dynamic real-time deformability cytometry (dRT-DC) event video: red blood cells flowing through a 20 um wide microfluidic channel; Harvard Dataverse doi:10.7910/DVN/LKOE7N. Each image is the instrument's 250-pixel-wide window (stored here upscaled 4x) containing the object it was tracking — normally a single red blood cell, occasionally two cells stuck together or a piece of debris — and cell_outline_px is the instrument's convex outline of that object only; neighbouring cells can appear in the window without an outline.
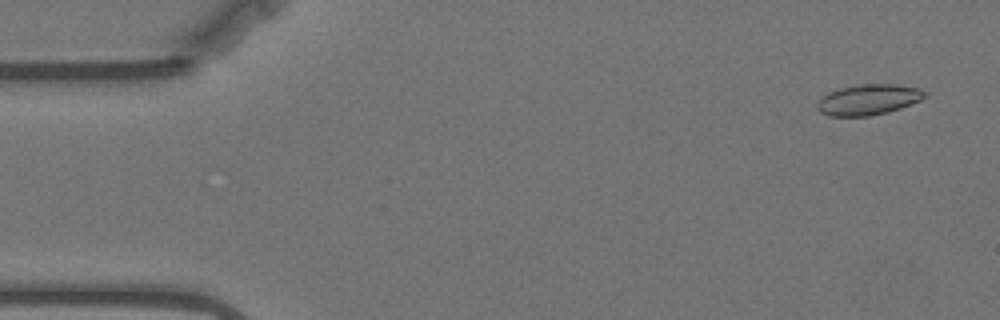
{"species": "Egyptian fruit bat (a non-hibernating species)", "species_latin": "Rousettus aegyptiacus", "temperature_condition": "warm", "stored_images_in_passage": 57, "camera_frame_rate_fps": 3000, "um_per_image_px": 0.085, "animal": {"sex": "female"}, "frame": {"image": 1, "passage_image": 3, "time_ms": 0.667, "image_size_px": [1000, 320], "cell_outline_px": [[928, 96], [920, 100], [900, 108], [888, 112], [868, 116], [828, 116], [820, 112], [816, 108], [816, 104], [828, 92], [840, 88], [860, 84], [896, 84], [920, 88], [928, 92]], "centroid_in_image_um": [73.84, 8.46], "position_along_channel_um": 11.2, "area_um2": 19.31}}
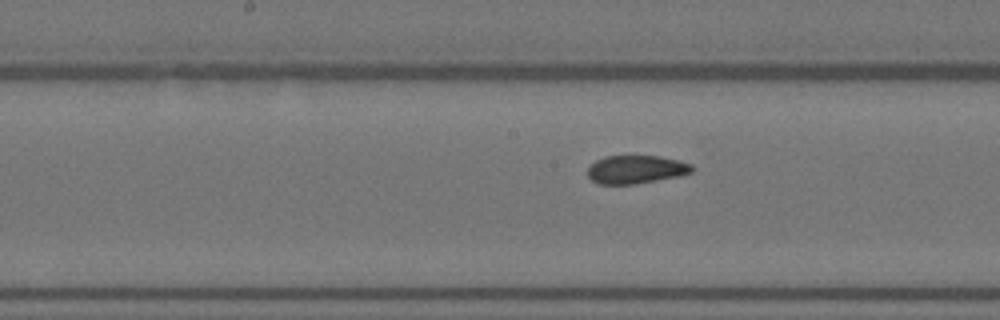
{"frame": {"image": 2, "passage_image": 28, "time_ms": 9.0, "image_size_px": [1000, 320], "cell_outline_px": [[696, 168], [692, 172], [680, 176], [636, 184], [600, 184], [592, 180], [588, 176], [588, 168], [596, 160], [604, 156], [660, 156], [692, 164]], "centroid_in_image_um": [54.09, 14.4], "position_along_channel_um": 194.1, "area_um2": 17.22}}
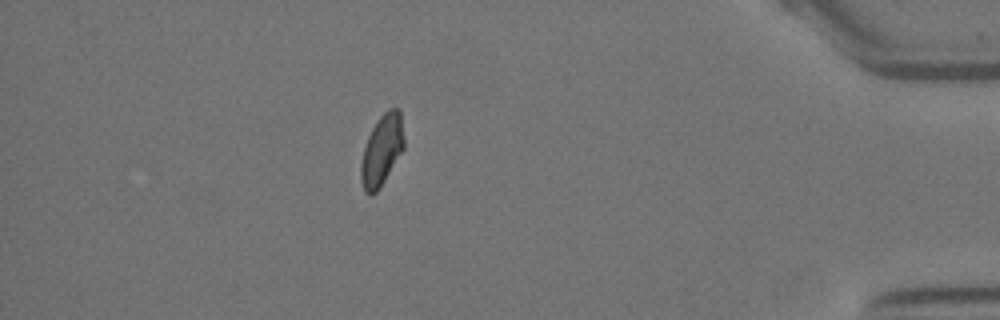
{"frame": {"image": 3, "passage_image": 50, "time_ms": 16.333, "image_size_px": [1000, 320], "cell_outline_px": [[404, 148], [380, 188], [372, 196], [364, 192], [360, 180], [360, 164], [364, 148], [368, 136], [376, 120], [388, 108], [400, 108], [404, 140]], "centroid_in_image_um": [32.44, 12.77], "position_along_channel_um": 402.8, "area_um2": 17.98}, "authors_computed_cell_mechanics": {"area_um2": 17.9758, "velocity_mm_per_s": 3.5174, "shape_relaxation_time_tau1_ms": null, "shape_relaxation_time_tau2_ms": 1.5543, "deformation_change_tau1": null, "deformation_change_tau2": 0.0394}}